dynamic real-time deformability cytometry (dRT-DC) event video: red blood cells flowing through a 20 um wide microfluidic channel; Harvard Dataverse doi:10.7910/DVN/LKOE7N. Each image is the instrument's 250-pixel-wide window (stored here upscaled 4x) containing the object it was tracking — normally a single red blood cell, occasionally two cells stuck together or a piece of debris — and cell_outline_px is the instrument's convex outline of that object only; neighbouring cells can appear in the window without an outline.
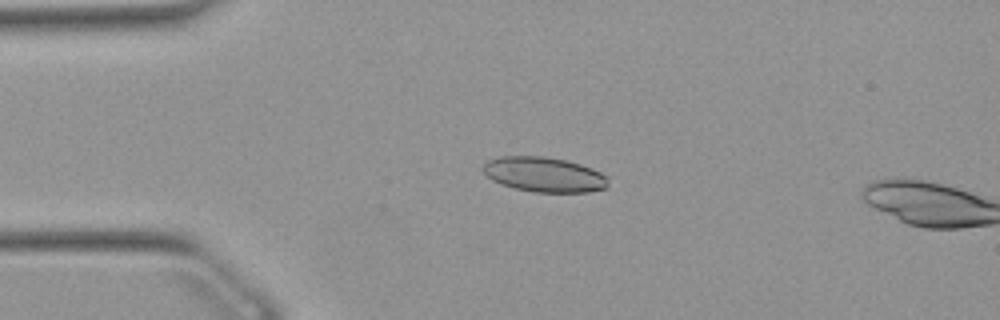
{"species": "Egyptian fruit bat (a non-hibernating species)", "species_latin": "Rousettus aegyptiacus", "temperature_condition": "warm", "stored_images_in_passage": 14, "camera_frame_rate_fps": 3000, "um_per_image_px": 0.085, "animal": {"sex": "female"}, "frame": {"image": 1, "passage_image": 12, "time_ms": 3.667, "image_size_px": [1000, 320], "cell_outline_px": [[608, 188], [588, 192], [532, 192], [500, 184], [492, 180], [480, 168], [488, 160], [500, 156], [544, 156], [564, 160], [580, 164], [592, 168], [608, 176]], "centroid_in_image_um": [46.26, 14.84], "position_along_channel_um": 38.7, "area_um2": 25.61}}